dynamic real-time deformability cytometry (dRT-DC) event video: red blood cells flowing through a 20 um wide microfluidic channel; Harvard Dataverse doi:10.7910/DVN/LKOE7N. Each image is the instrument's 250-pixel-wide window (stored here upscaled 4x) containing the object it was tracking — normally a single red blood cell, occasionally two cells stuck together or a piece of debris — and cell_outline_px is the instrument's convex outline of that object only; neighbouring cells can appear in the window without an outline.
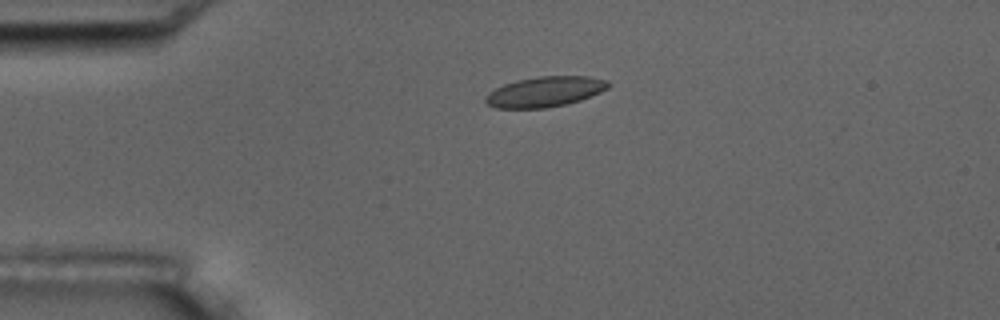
{"species": "common noctule bat (a hibernating species)", "species_latin": "Nyctalus noctula", "temperature_condition": "room temperature", "stored_images_in_passage": 5, "camera_frame_rate_fps": 3000, "um_per_image_px": 0.085, "animal": {"sex": "male", "body_mass_g": 17.5, "forearm_length_mm": 52.3}, "frame": {"image": 1, "passage_image": 4, "time_ms": 3.333, "image_size_px": [1000, 320], "cell_outline_px": [[612, 84], [608, 88], [600, 92], [580, 100], [564, 104], [544, 108], [496, 108], [488, 104], [484, 100], [484, 96], [488, 92], [504, 84], [516, 80], [540, 76], [588, 76], [608, 80]], "centroid_in_image_um": [46.32, 7.78], "position_along_channel_um": 38.7, "area_um2": 21.68}}